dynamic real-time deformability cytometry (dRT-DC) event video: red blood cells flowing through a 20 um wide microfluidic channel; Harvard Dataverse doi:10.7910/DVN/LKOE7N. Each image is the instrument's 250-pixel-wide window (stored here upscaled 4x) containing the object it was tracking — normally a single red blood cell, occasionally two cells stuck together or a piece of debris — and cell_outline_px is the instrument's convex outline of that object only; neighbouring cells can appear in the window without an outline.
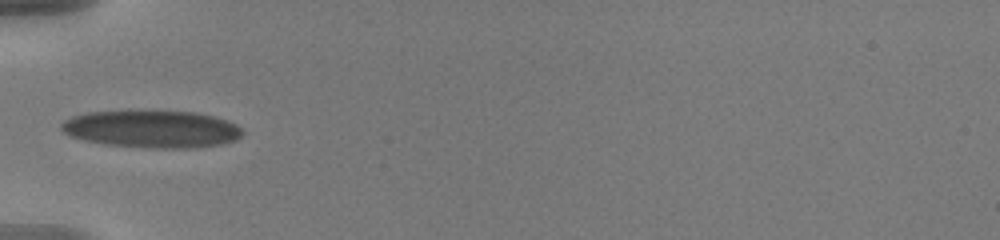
{"species": "human", "species_latin": "Homo sapiens", "temperature_condition": "warm", "stored_images_in_passage": 37, "camera_frame_rate_fps": 3000, "um_per_image_px": 0.085, "donor": {"sex": "male"}, "frame": {"image": 1, "passage_image": 1, "time_ms": 0.0, "image_size_px": [1000, 240], "cell_outline_px": [[244, 132], [236, 140], [220, 144], [188, 148], [156, 148], [108, 144], [84, 140], [72, 136], [64, 132], [60, 128], [60, 124], [64, 120], [72, 116], [88, 112], [128, 108], [196, 112], [228, 120], [236, 124]], "centroid_in_image_um": [12.87, 10.91], "position_along_channel_um": 72.1, "area_um2": 40.34}}
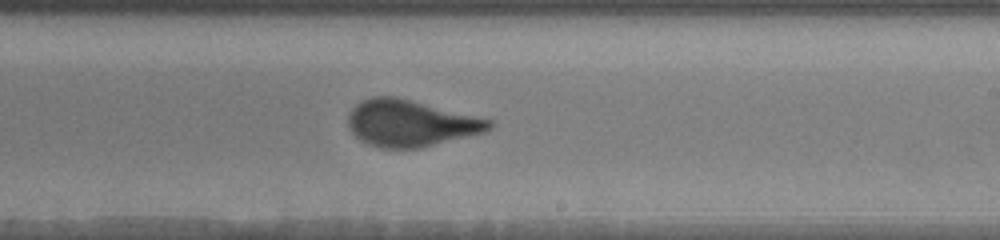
{"frame": {"image": 2, "passage_image": 16, "time_ms": 5.0, "image_size_px": [1000, 240], "cell_outline_px": [[496, 124], [492, 128], [484, 132], [420, 148], [384, 148], [368, 144], [360, 140], [348, 128], [348, 112], [360, 100], [372, 96], [396, 96], [492, 120]], "centroid_in_image_um": [34.87, 10.46], "position_along_channel_um": 254.1, "area_um2": 38.32}}
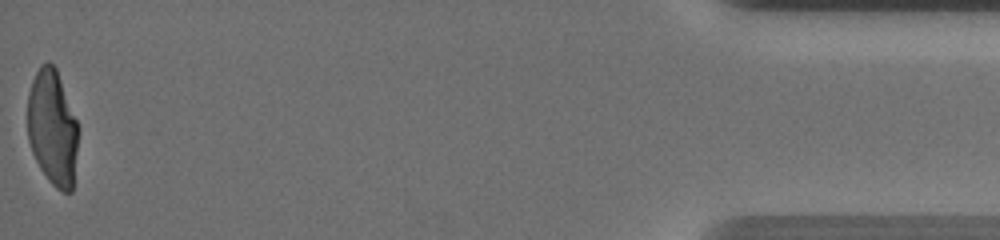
{"frame": {"image": 3, "passage_image": 37, "time_ms": 12.0, "image_size_px": [1000, 240], "cell_outline_px": [[80, 128], [72, 192], [64, 192], [56, 188], [48, 180], [40, 168], [32, 152], [28, 140], [28, 92], [32, 80], [40, 64], [48, 60], [56, 68]], "centroid_in_image_um": [4.48, 10.86], "position_along_channel_um": 430.7, "area_um2": 34.56}, "authors_computed_cell_mechanics": {"area_um2": 37.57, "velocity_mm_per_s": 3.651, "shape_relaxation_time_tau1_ms": 5.5341, "shape_relaxation_time_tau2_ms": null, "deformation_change_tau1": 0.2212, "deformation_change_tau2": null}}